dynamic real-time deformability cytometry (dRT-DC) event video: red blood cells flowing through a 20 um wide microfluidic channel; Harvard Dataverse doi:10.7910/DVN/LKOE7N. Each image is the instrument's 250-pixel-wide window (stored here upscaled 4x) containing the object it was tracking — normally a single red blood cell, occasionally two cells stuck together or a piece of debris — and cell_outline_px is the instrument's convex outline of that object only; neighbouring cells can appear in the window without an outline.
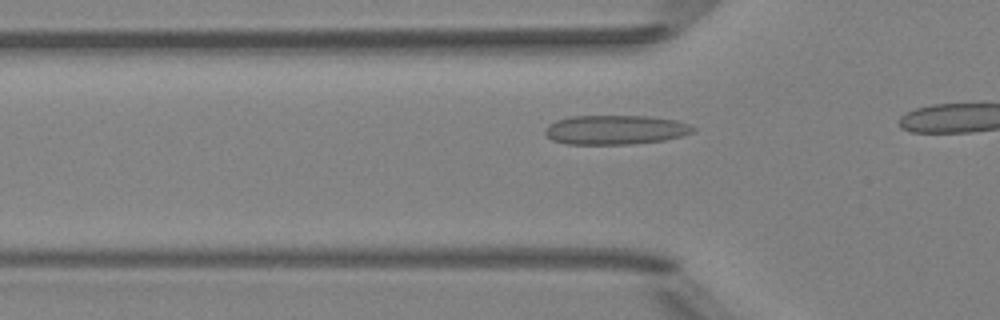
{"species": "Egyptian fruit bat (a non-hibernating species)", "species_latin": "Rousettus aegyptiacus", "temperature_condition": "room temperature", "stored_images_in_passage": 10, "camera_frame_rate_fps": 3000, "um_per_image_px": 0.085, "animal": {"sex": "female"}, "frame": {"image": 1, "passage_image": 7, "time_ms": 2.0, "image_size_px": [1000, 320], "cell_outline_px": [[696, 128], [692, 132], [680, 136], [664, 140], [632, 144], [564, 144], [552, 140], [544, 132], [544, 128], [548, 124], [556, 120], [572, 116], [648, 116], [676, 120], [692, 124]], "centroid_in_image_um": [52.29, 11.03], "position_along_channel_um": 73.5, "area_um2": 25.43}}